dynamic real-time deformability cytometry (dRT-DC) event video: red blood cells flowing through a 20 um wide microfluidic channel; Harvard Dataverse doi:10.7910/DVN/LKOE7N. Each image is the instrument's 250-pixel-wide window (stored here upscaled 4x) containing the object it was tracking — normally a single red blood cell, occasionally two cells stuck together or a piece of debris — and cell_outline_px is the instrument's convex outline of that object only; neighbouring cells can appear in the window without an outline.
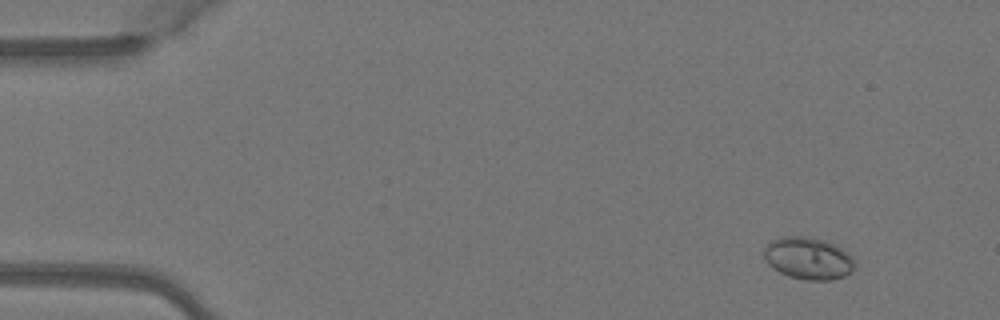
{"species": "Egyptian fruit bat (a non-hibernating species)", "species_latin": "Rousettus aegyptiacus", "temperature_condition": "warm", "stored_images_in_passage": 5, "camera_frame_rate_fps": 3000, "um_per_image_px": 0.085, "animal": {"sex": "female"}, "frame": {"image": 1, "passage_image": 1, "time_ms": 0.0, "image_size_px": [1000, 320], "cell_outline_px": [[852, 272], [844, 276], [832, 280], [808, 280], [788, 276], [772, 268], [764, 260], [764, 248], [772, 240], [784, 236], [804, 236], [820, 240], [832, 244], [840, 248], [852, 260]], "centroid_in_image_um": [68.62, 21.97], "position_along_channel_um": 16.4, "area_um2": 21.79}}
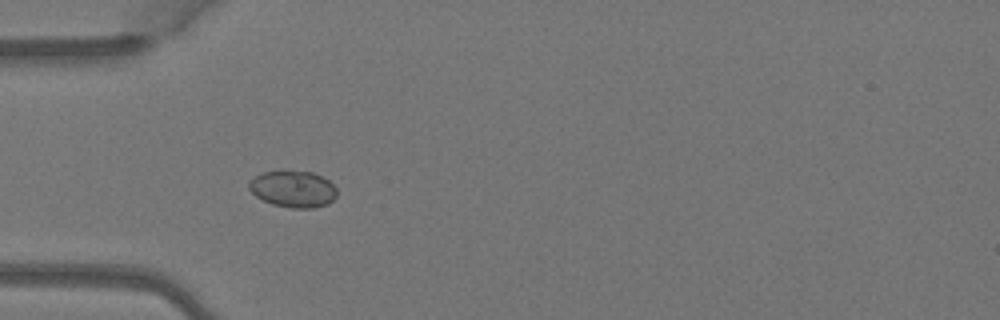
{"frame": {"image": 2, "passage_image": 4, "time_ms": 1.0, "image_size_px": [1000, 320], "cell_outline_px": [[336, 196], [328, 204], [312, 208], [292, 208], [272, 204], [256, 196], [248, 188], [248, 184], [256, 176], [264, 172], [284, 168], [288, 168], [312, 172], [328, 180], [336, 188]], "centroid_in_image_um": [24.91, 16.03], "position_along_channel_um": 60.1, "area_um2": 19.07}}
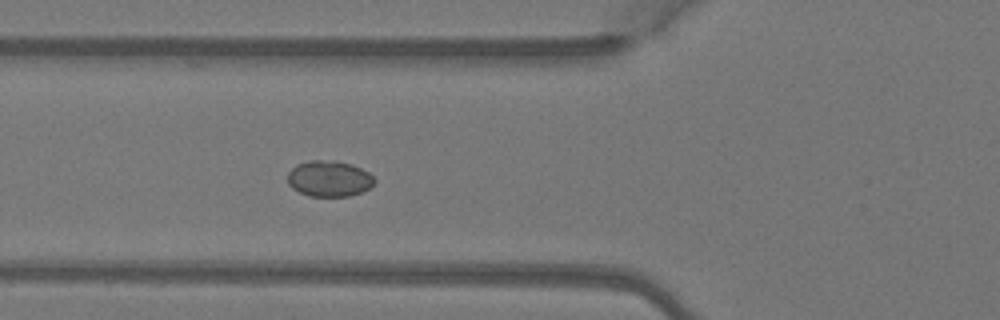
{"frame": {"image": 3, "passage_image": 5, "time_ms": 1.333, "image_size_px": [1000, 320], "cell_outline_px": [[376, 180], [368, 188], [360, 192], [348, 196], [308, 196], [292, 188], [288, 184], [288, 172], [296, 164], [308, 160], [336, 160], [352, 164], [368, 172]], "centroid_in_image_um": [27.95, 15.17], "position_along_channel_um": 97.9, "area_um2": 18.21}}